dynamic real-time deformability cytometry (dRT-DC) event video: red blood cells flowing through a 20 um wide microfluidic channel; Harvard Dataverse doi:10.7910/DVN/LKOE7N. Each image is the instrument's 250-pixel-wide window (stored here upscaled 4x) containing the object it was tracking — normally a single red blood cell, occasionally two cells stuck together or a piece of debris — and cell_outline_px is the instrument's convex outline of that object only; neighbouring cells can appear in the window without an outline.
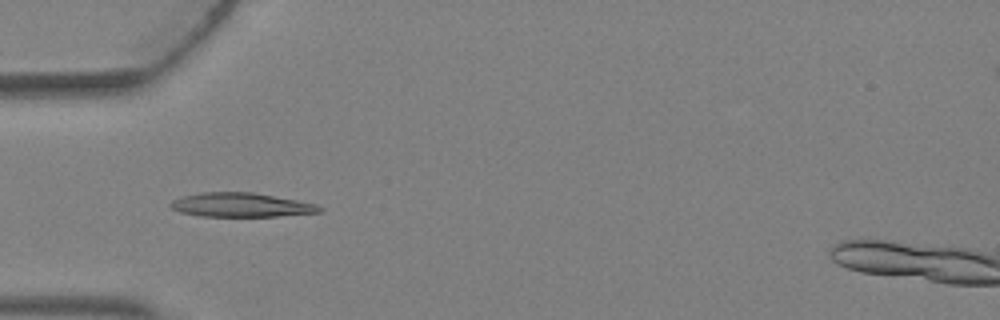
{"species": "Egyptian fruit bat (a non-hibernating species)", "species_latin": "Rousettus aegyptiacus", "temperature_condition": "warm", "stored_images_in_passage": 4, "camera_frame_rate_fps": 3000, "um_per_image_px": 0.085, "animal": {"sex": "female"}, "frame": {"image": 1, "passage_image": 4, "time_ms": 1.0, "image_size_px": [1000, 320], "cell_outline_px": [[324, 212], [276, 216], [200, 216], [180, 212], [172, 208], [168, 204], [172, 200], [184, 196], [200, 192], [252, 192], [296, 200], [316, 204], [324, 208]], "centroid_in_image_um": [20.5, 17.42], "position_along_channel_um": 64.5, "area_um2": 20.87}}